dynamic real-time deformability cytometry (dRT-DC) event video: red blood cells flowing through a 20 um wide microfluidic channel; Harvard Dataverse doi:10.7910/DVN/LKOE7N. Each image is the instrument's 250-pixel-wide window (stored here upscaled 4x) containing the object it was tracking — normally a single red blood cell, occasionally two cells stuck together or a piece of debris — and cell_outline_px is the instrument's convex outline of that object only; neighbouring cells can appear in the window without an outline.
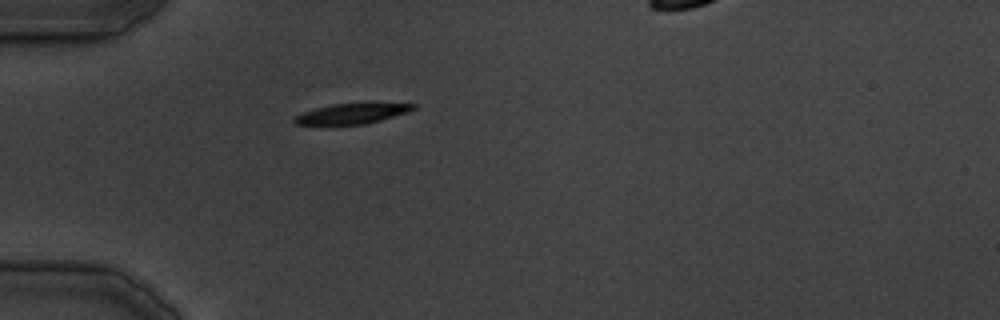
{"species": "common noctule bat (a hibernating species)", "species_latin": "Nyctalus noctula", "temperature_condition": "cold", "stored_images_in_passage": 10, "camera_frame_rate_fps": 3000, "um_per_image_px": 0.085, "animal": {"sex": "male", "body_mass_g": 19.5, "forearm_length_mm": 54.6}, "frame": {"image": 1, "passage_image": 1, "time_ms": 0.0, "image_size_px": [1000, 320], "cell_outline_px": [[416, 108], [408, 112], [380, 120], [364, 124], [328, 128], [320, 128], [296, 124], [292, 120], [296, 116], [304, 112], [316, 108], [332, 104], [364, 100], [372, 100], [416, 104]], "centroid_in_image_um": [29.9, 9.65], "position_along_channel_um": 55.1, "area_um2": 15.9}}
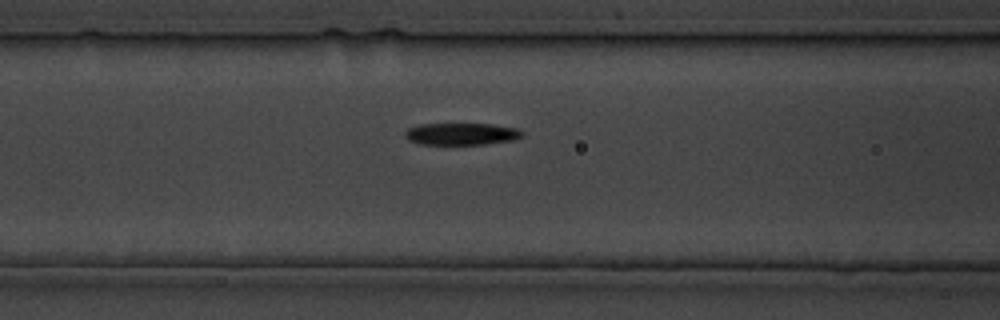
{"frame": {"image": 2, "passage_image": 5, "time_ms": 5.667, "image_size_px": [1000, 320], "cell_outline_px": [[524, 136], [512, 140], [484, 144], [420, 144], [408, 140], [404, 136], [404, 132], [408, 128], [420, 124], [492, 124], [516, 128], [524, 132]], "centroid_in_image_um": [39.21, 11.38], "position_along_channel_um": 127.4, "area_um2": 15.03}}